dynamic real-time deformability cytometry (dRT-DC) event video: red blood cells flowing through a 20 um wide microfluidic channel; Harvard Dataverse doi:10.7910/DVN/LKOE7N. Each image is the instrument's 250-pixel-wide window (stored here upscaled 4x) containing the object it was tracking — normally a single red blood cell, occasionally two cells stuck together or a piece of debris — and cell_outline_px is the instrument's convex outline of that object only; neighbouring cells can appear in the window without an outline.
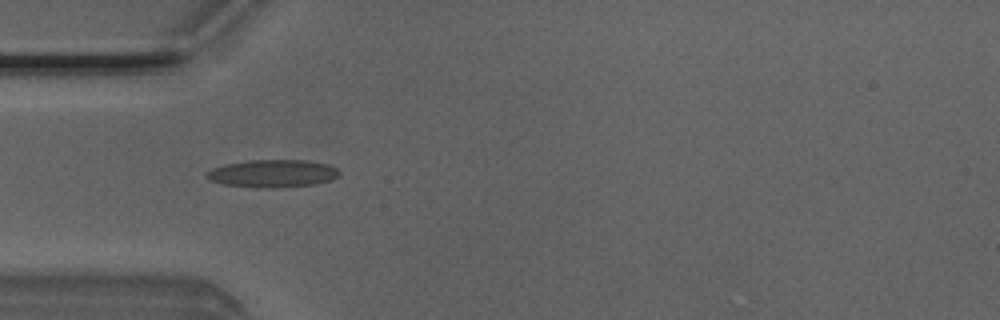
{"species": "Egyptian fruit bat (a non-hibernating species)", "species_latin": "Rousettus aegyptiacus", "temperature_condition": "room temperature", "stored_images_in_passage": 4, "camera_frame_rate_fps": 3000, "um_per_image_px": 0.085, "animal": {"sex": "male"}, "frame": {"image": 1, "passage_image": 4, "time_ms": 1.0, "image_size_px": [1000, 320], "cell_outline_px": [[340, 172], [332, 180], [316, 184], [272, 188], [268, 188], [224, 184], [208, 180], [204, 176], [204, 172], [212, 168], [224, 164], [248, 160], [308, 160], [328, 164], [336, 168]], "centroid_in_image_um": [23.14, 14.73], "position_along_channel_um": 61.9, "area_um2": 21.5}}